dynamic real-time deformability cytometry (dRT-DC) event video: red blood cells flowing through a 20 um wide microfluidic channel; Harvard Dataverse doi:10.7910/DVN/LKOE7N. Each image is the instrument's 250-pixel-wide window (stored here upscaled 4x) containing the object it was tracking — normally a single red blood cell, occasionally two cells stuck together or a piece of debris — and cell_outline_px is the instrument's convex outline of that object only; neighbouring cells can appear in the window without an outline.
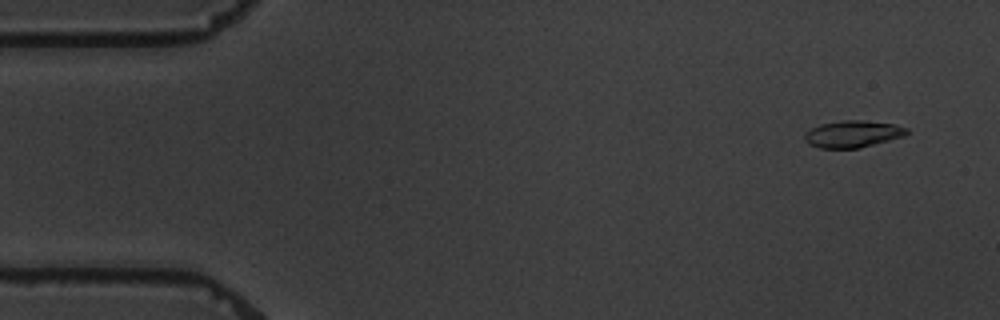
{"species": "common noctule bat (a hibernating species)", "species_latin": "Nyctalus noctula", "temperature_condition": "warm", "stored_images_in_passage": 4, "camera_frame_rate_fps": 3000, "um_per_image_px": 0.085, "animal": {"sex": "male", "body_mass_g": 19.5, "forearm_length_mm": 54.6}, "frame": {"image": 1, "passage_image": 1, "time_ms": 0.0, "image_size_px": [1000, 320], "cell_outline_px": [[908, 132], [904, 136], [860, 148], [820, 148], [808, 144], [804, 140], [804, 136], [812, 128], [820, 124], [844, 120], [864, 120], [896, 124], [908, 128]], "centroid_in_image_um": [72.51, 11.39], "position_along_channel_um": 12.5, "area_um2": 16.01}}
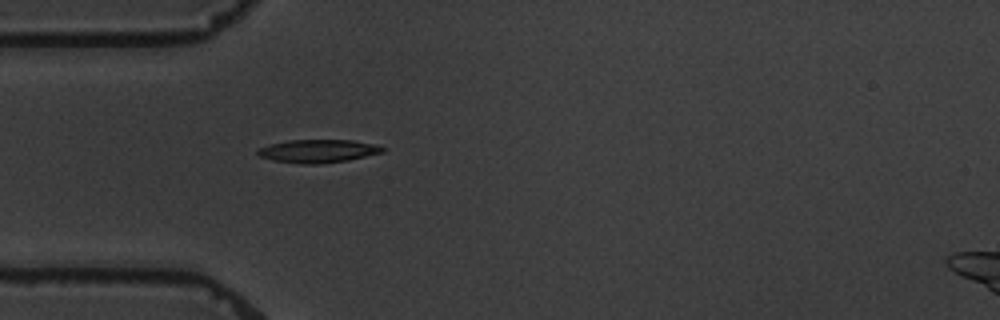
{"frame": {"image": 2, "passage_image": 4, "time_ms": 4.333, "image_size_px": [1000, 320], "cell_outline_px": [[388, 148], [384, 152], [348, 160], [320, 164], [300, 164], [272, 160], [260, 156], [256, 152], [260, 148], [268, 144], [288, 140], [352, 140], [376, 144]], "centroid_in_image_um": [27.06, 12.84], "position_along_channel_um": 57.9, "area_um2": 16.99}}